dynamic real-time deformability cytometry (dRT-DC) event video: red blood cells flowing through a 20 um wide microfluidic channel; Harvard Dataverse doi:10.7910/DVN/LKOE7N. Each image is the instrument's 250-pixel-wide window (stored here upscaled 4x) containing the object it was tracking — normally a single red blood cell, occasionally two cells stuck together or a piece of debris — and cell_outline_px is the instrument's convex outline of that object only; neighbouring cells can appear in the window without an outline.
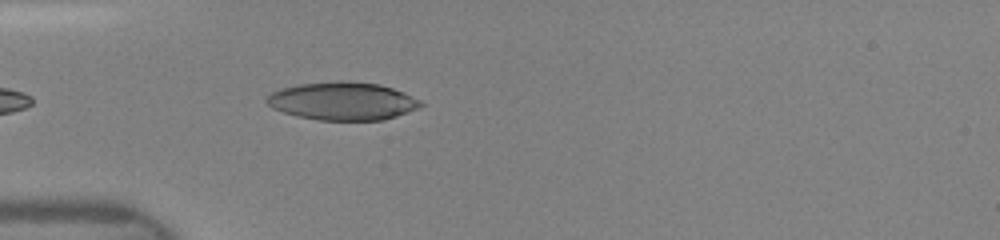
{"species": "human", "species_latin": "Homo sapiens", "temperature_condition": "room temperature", "stored_images_in_passage": 8, "camera_frame_rate_fps": 3000, "um_per_image_px": 0.085, "donor": {"sex": "female"}, "frame": {"image": 1, "passage_image": 3, "time_ms": 0.667, "image_size_px": [1000, 240], "cell_outline_px": [[424, 104], [416, 108], [396, 116], [384, 120], [320, 120], [296, 116], [272, 108], [264, 100], [272, 92], [280, 88], [300, 84], [340, 80], [348, 80], [380, 84], [392, 88], [420, 100]], "centroid_in_image_um": [29.08, 8.58], "position_along_channel_um": 55.9, "area_um2": 34.04}}
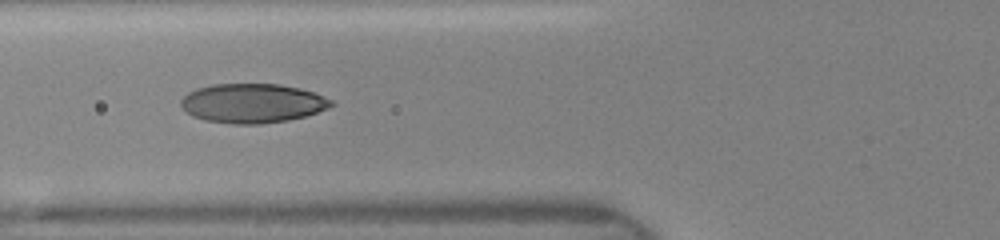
{"frame": {"image": 2, "passage_image": 7, "time_ms": 2.0, "image_size_px": [1000, 240], "cell_outline_px": [[336, 104], [328, 108], [304, 116], [288, 120], [260, 124], [232, 124], [204, 120], [192, 116], [184, 112], [180, 104], [180, 100], [188, 92], [196, 88], [212, 84], [280, 84], [300, 88], [324, 96], [332, 100]], "centroid_in_image_um": [21.42, 8.77], "position_along_channel_um": 104.4, "area_um2": 34.62}}